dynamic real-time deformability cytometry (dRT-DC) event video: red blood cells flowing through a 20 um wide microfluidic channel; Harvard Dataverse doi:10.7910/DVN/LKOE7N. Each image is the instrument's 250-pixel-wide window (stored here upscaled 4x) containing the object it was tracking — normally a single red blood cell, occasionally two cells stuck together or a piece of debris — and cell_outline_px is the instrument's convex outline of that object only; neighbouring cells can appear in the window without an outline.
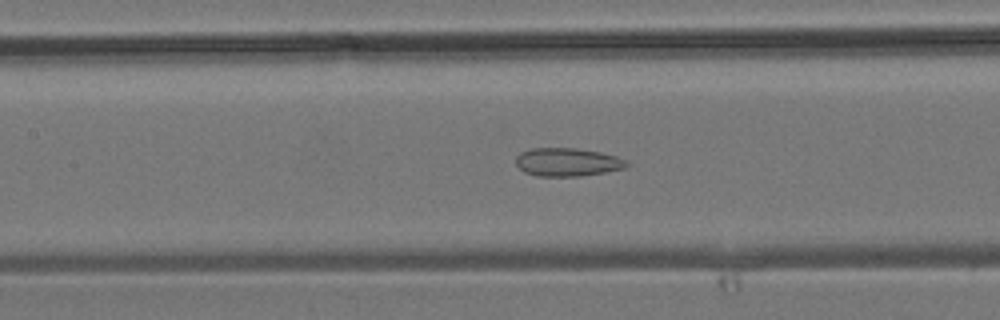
{"species": "common noctule bat (a hibernating species)", "species_latin": "Nyctalus noctula", "temperature_condition": "room temperature", "stored_images_in_passage": 28, "camera_frame_rate_fps": 3000, "um_per_image_px": 0.085, "animal": {"sex": "male", "body_mass_g": 19.2, "forearm_length_mm": 51.8}, "frame": {"image": 1, "passage_image": 11, "time_ms": 3.333, "image_size_px": [1000, 320], "cell_outline_px": [[632, 164], [624, 168], [604, 172], [580, 176], [536, 176], [524, 172], [516, 164], [516, 156], [520, 152], [532, 148], [576, 148], [600, 152], [616, 156], [628, 160]], "centroid_in_image_um": [48.24, 13.77], "position_along_channel_um": 159.2, "area_um2": 18.38}}
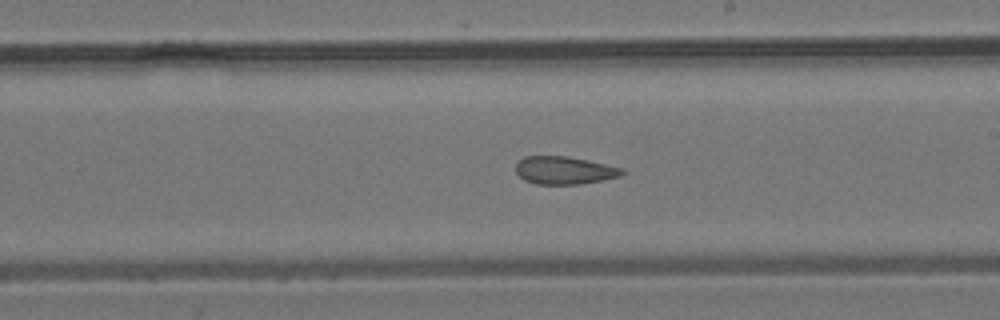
{"frame": {"image": 2, "passage_image": 16, "time_ms": 5.0, "image_size_px": [1000, 320], "cell_outline_px": [[624, 172], [620, 176], [580, 184], [536, 184], [524, 180], [516, 172], [516, 164], [524, 156], [568, 156], [588, 160], [624, 168]], "centroid_in_image_um": [47.96, 14.47], "position_along_channel_um": 241.0, "area_um2": 17.17}}
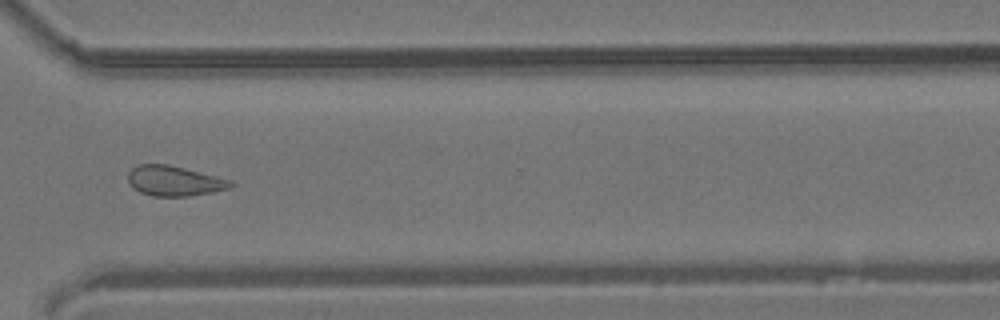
{"frame": {"image": 3, "passage_image": 23, "time_ms": 7.333, "image_size_px": [1000, 320], "cell_outline_px": [[236, 184], [232, 188], [212, 192], [188, 196], [152, 196], [140, 192], [132, 188], [128, 184], [128, 172], [136, 164], [168, 164], [236, 180]], "centroid_in_image_um": [14.86, 15.37], "position_along_channel_um": 355.7, "area_um2": 18.5}}